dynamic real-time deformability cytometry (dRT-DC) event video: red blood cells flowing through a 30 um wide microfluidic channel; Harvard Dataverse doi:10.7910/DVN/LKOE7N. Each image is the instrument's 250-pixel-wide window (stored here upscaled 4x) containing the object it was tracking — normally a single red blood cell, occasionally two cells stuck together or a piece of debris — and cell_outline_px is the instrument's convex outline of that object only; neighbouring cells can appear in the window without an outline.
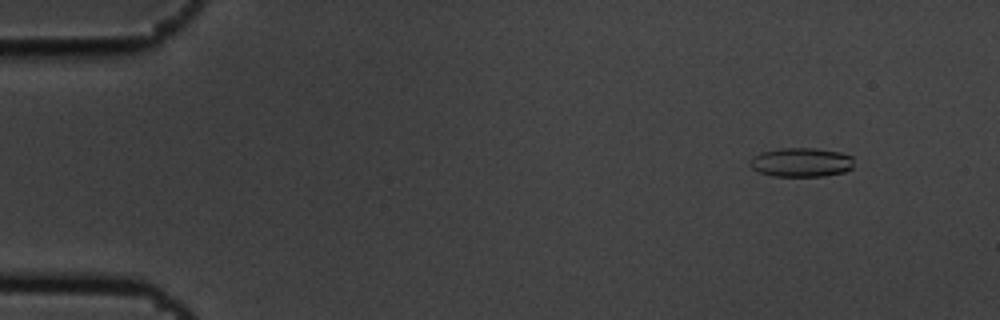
{"species": "common noctule bat (a hibernating species)", "species_latin": "Nyctalus noctula", "temperature_condition": "cold", "stored_images_in_passage": 5, "camera_frame_rate_fps": 3000, "um_per_image_px": 0.085, "animal": {"sex": "male", "body_mass_g": 19.5, "forearm_length_mm": 54.6}, "frame": {"image": 1, "passage_image": 2, "time_ms": 0.333, "image_size_px": [1000, 320], "cell_outline_px": [[852, 168], [844, 172], [824, 176], [772, 176], [760, 172], [752, 168], [748, 164], [752, 156], [760, 152], [780, 148], [816, 148], [840, 152], [852, 156]], "centroid_in_image_um": [68.07, 13.79], "position_along_channel_um": 16.9, "area_um2": 17.74}}